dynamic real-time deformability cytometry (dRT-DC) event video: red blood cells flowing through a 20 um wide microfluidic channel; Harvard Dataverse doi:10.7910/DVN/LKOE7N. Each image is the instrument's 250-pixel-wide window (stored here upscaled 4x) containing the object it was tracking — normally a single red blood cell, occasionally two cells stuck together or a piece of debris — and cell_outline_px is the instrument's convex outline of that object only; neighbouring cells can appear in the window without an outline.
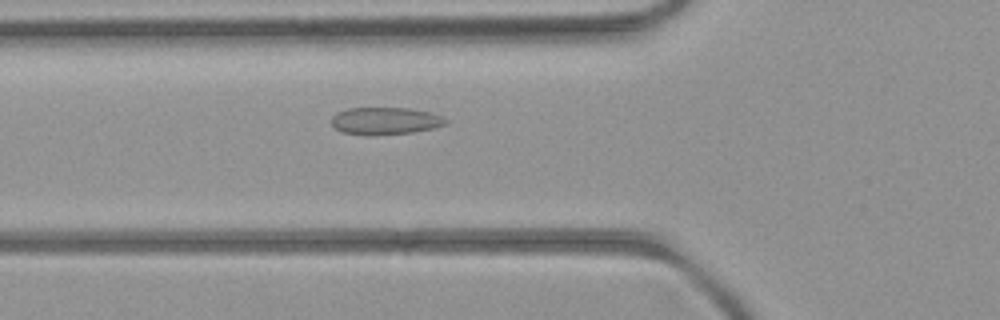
{"species": "common noctule bat (a hibernating species)", "species_latin": "Nyctalus noctula", "temperature_condition": "room temperature", "stored_images_in_passage": 39, "camera_frame_rate_fps": 3000, "um_per_image_px": 0.085, "animal": {"sex": "female", "body_mass_g": 21.9}, "frame": {"image": 1, "passage_image": 5, "time_ms": 1.333, "image_size_px": [1000, 320], "cell_outline_px": [[448, 124], [432, 128], [412, 132], [368, 136], [340, 132], [332, 124], [332, 116], [336, 112], [348, 108], [408, 108], [428, 112], [440, 116], [448, 120]], "centroid_in_image_um": [32.71, 10.28], "position_along_channel_um": 93.1, "area_um2": 18.21}}
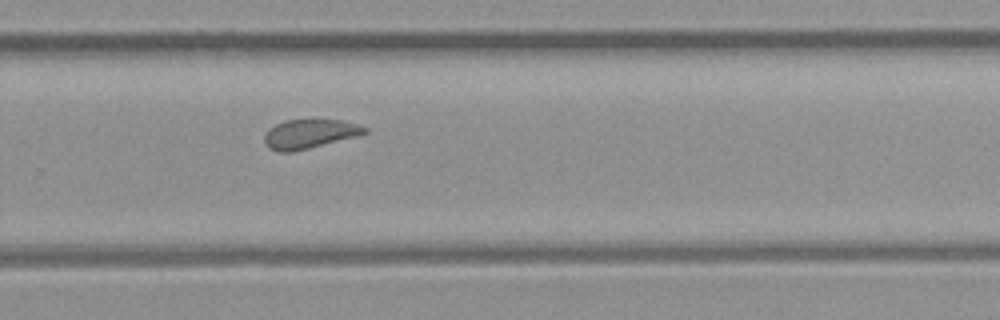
{"frame": {"image": 2, "passage_image": 21, "time_ms": 6.667, "image_size_px": [1000, 320], "cell_outline_px": [[368, 132], [356, 136], [292, 152], [280, 152], [268, 148], [264, 144], [264, 136], [276, 124], [284, 120], [344, 120], [368, 128]], "centroid_in_image_um": [26.3, 11.38], "position_along_channel_um": 303.5, "area_um2": 16.76}}
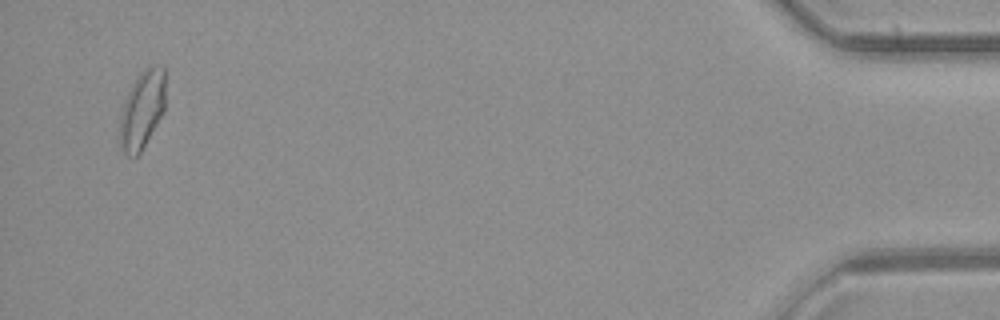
{"frame": {"image": 3, "passage_image": 37, "time_ms": 12.0, "image_size_px": [1000, 320], "cell_outline_px": [[164, 112], [140, 152], [136, 156], [128, 156], [124, 152], [120, 144], [120, 116], [128, 92], [136, 76], [148, 64], [164, 64]], "centroid_in_image_um": [12.1, 9.26], "position_along_channel_um": 423.1, "area_um2": 20.75}, "authors_computed_cell_mechanics": {"area_um2": 17.8024, "velocity_mm_per_s": 3.9366, "shape_relaxation_time_tau1_ms": null, "shape_relaxation_time_tau2_ms": 1.142, "deformation_change_tau1": null, "deformation_change_tau2": 0.0589}}